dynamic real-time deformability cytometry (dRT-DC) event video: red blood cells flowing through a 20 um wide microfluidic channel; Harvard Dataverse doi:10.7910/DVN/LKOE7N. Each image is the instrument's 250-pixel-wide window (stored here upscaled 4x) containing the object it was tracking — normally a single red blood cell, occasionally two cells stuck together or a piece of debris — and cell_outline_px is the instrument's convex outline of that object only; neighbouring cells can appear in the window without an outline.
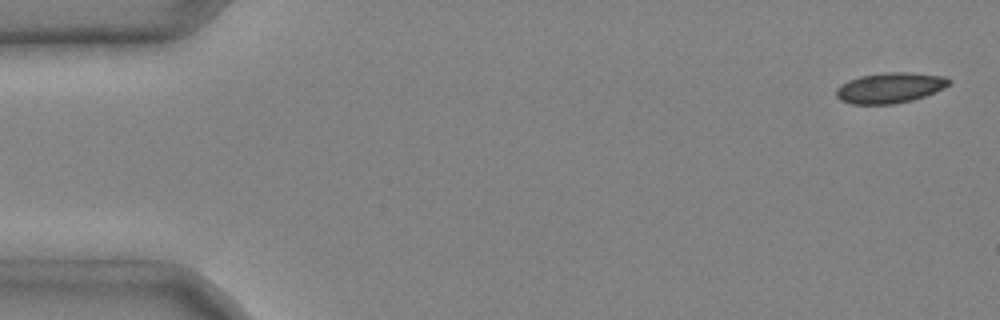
{"species": "common noctule bat (a hibernating species)", "species_latin": "Nyctalus noctula", "temperature_condition": "cold", "stored_images_in_passage": 5, "camera_frame_rate_fps": 3000, "um_per_image_px": 0.085, "animal": {"sex": "male", "body_mass_g": 20.4}, "frame": {"image": 1, "passage_image": 1, "time_ms": 0.0, "image_size_px": [1000, 320], "cell_outline_px": [[952, 80], [944, 88], [924, 96], [912, 100], [896, 104], [852, 104], [840, 100], [836, 96], [836, 88], [840, 84], [848, 80], [860, 76], [884, 72], [908, 72], [944, 76]], "centroid_in_image_um": [75.62, 7.46], "position_along_channel_um": 9.4, "area_um2": 20.11}}
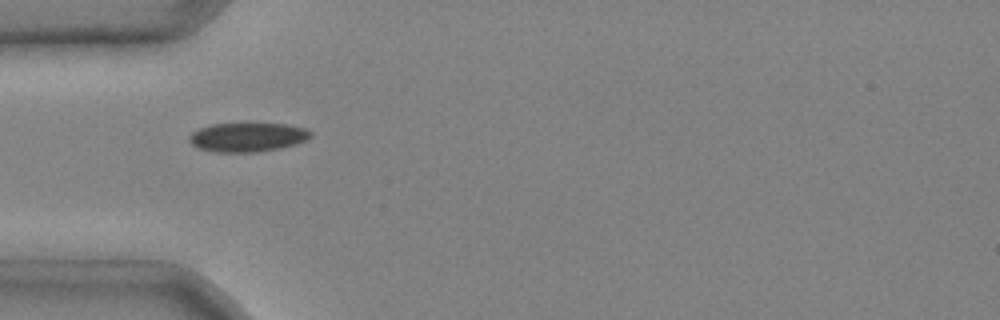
{"frame": {"image": 2, "passage_image": 4, "time_ms": 1.0, "image_size_px": [1000, 320], "cell_outline_px": [[312, 136], [308, 140], [296, 144], [280, 148], [256, 152], [216, 152], [200, 148], [192, 144], [188, 140], [188, 136], [192, 132], [200, 128], [212, 124], [288, 124], [308, 128], [312, 132]], "centroid_in_image_um": [21.09, 11.66], "position_along_channel_um": 63.9, "area_um2": 20.63}}
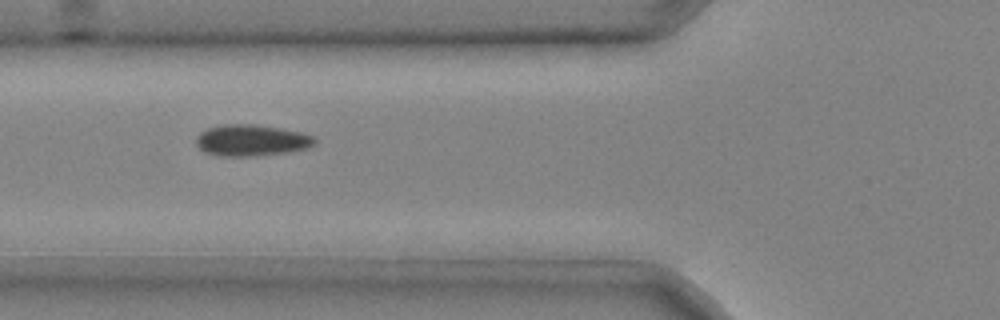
{"frame": {"image": 3, "passage_image": 5, "time_ms": 1.333, "image_size_px": [1000, 320], "cell_outline_px": [[316, 144], [308, 148], [288, 152], [256, 156], [220, 156], [204, 152], [196, 144], [196, 136], [200, 132], [208, 128], [220, 124], [256, 124], [304, 132], [316, 136]], "centroid_in_image_um": [21.41, 11.92], "position_along_channel_um": 104.4, "area_um2": 22.08}}